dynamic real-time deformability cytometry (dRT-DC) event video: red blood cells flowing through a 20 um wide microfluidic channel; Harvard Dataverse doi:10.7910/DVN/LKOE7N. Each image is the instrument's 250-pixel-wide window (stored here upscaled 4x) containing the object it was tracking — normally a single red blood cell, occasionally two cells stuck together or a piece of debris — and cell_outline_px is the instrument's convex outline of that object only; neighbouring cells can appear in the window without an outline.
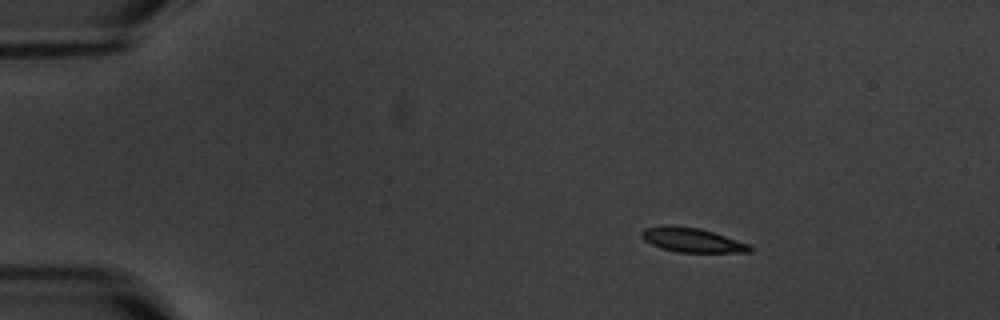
{"species": "common noctule bat (a hibernating species)", "species_latin": "Nyctalus noctula", "temperature_condition": "warm", "stored_images_in_passage": 6, "camera_frame_rate_fps": 3000, "um_per_image_px": 0.085, "animal": {"sex": "male", "body_mass_g": 20.1, "forearm_length_mm": 53.5}, "frame": {"image": 1, "passage_image": 2, "time_ms": 1.0, "image_size_px": [1000, 320], "cell_outline_px": [[756, 248], [752, 252], [676, 252], [660, 248], [644, 240], [640, 236], [640, 232], [644, 228], [664, 224], [672, 224], [700, 228], [748, 244]], "centroid_in_image_um": [58.77, 20.39], "position_along_channel_um": 26.2, "area_um2": 15.55}}
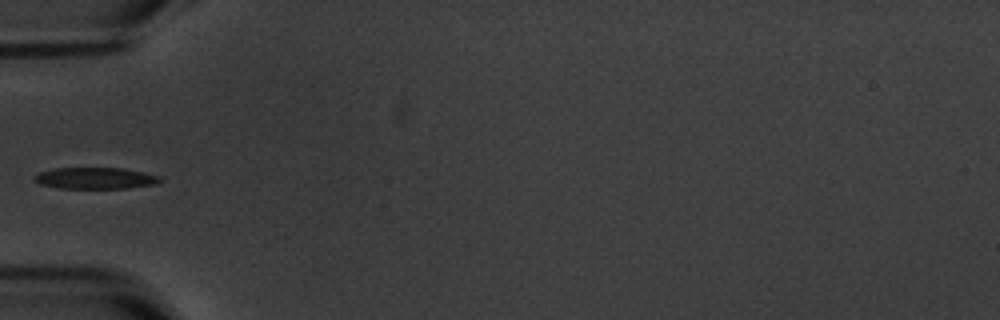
{"frame": {"image": 2, "passage_image": 5, "time_ms": 4.667, "image_size_px": [1000, 320], "cell_outline_px": [[160, 180], [156, 184], [128, 188], [60, 188], [40, 184], [32, 180], [32, 176], [40, 172], [56, 168], [124, 168], [144, 172], [160, 176]], "centroid_in_image_um": [8.08, 15.14], "position_along_channel_um": 76.9, "area_um2": 15.72}}